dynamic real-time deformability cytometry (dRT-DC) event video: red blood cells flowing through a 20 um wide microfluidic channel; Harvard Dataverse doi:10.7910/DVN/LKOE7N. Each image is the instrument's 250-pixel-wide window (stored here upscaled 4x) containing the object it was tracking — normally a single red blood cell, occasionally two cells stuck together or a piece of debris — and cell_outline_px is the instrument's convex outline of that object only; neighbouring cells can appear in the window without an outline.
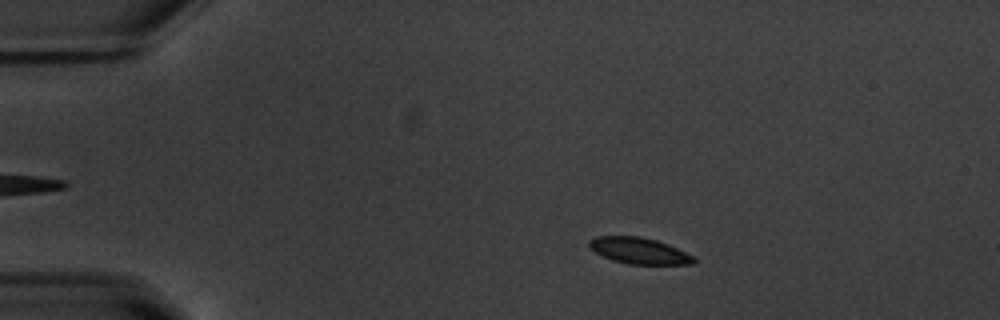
{"species": "common noctule bat (a hibernating species)", "species_latin": "Nyctalus noctula", "temperature_condition": "warm", "stored_images_in_passage": 51, "camera_frame_rate_fps": 3000, "um_per_image_px": 0.085, "animal": {"sex": "male", "body_mass_g": 20.1, "forearm_length_mm": 53.5}, "frame": {"image": 1, "passage_image": 7, "time_ms": 2.0, "image_size_px": [1000, 320], "cell_outline_px": [[696, 260], [692, 264], [628, 264], [612, 260], [596, 252], [588, 244], [588, 240], [596, 236], [640, 236], [656, 240], [668, 244], [692, 256]], "centroid_in_image_um": [54.3, 21.3], "position_along_channel_um": 30.7, "area_um2": 15.78}}
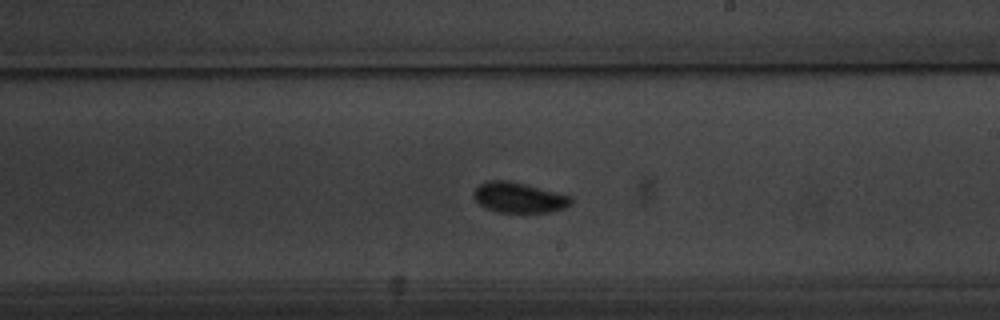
{"frame": {"image": 2, "passage_image": 29, "time_ms": 9.333, "image_size_px": [1000, 320], "cell_outline_px": [[572, 204], [564, 208], [552, 212], [496, 212], [480, 204], [472, 196], [472, 192], [480, 184], [488, 180], [508, 180], [572, 196]], "centroid_in_image_um": [44.11, 16.79], "position_along_channel_um": 244.9, "area_um2": 17.17}}
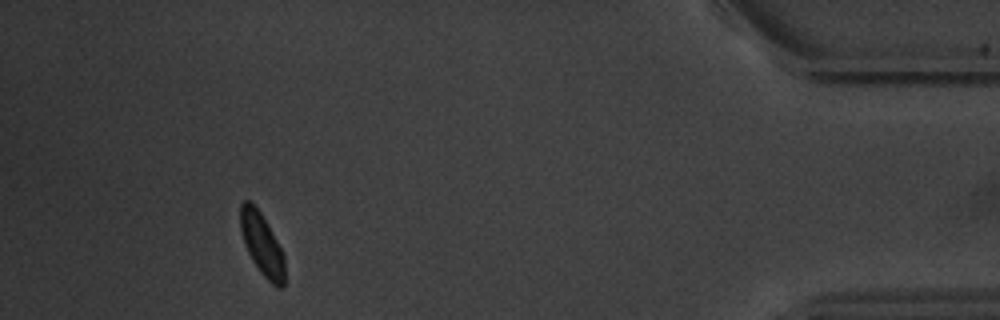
{"frame": {"image": 3, "passage_image": 47, "time_ms": 15.333, "image_size_px": [1000, 320], "cell_outline_px": [[284, 284], [280, 288], [276, 288], [260, 272], [252, 260], [244, 244], [240, 228], [240, 204], [244, 200], [248, 200], [260, 212], [276, 240], [284, 256]], "centroid_in_image_um": [22.24, 20.78], "position_along_channel_um": 413.0, "area_um2": 15.78}, "authors_computed_cell_mechanics": {"area_um2": 16.3574, "velocity_mm_per_s": 3.7378, "shape_relaxation_time_tau1_ms": 1.5601, "shape_relaxation_time_tau2_ms": null, "deformation_change_tau1": 0.0879, "deformation_change_tau2": null}}